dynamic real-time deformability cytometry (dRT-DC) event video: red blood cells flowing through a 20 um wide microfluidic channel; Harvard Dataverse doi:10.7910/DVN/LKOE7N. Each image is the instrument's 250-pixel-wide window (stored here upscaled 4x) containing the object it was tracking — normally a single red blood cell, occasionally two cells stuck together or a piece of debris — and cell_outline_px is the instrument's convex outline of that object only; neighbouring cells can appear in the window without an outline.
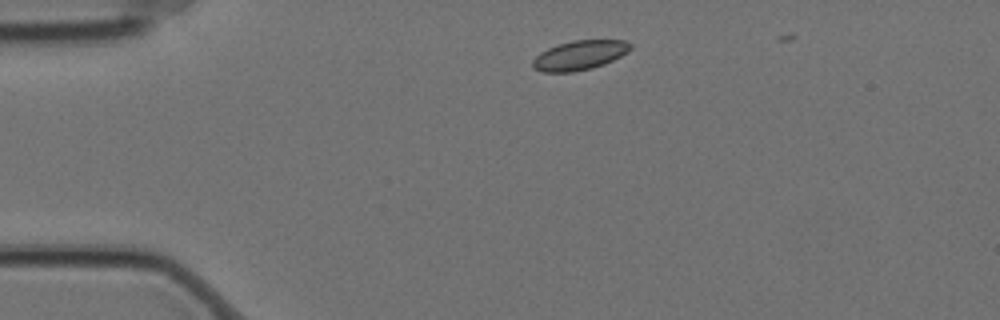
{"species": "Egyptian fruit bat (a non-hibernating species)", "species_latin": "Rousettus aegyptiacus", "temperature_condition": "cold", "stored_images_in_passage": 4, "camera_frame_rate_fps": 3000, "um_per_image_px": 0.085, "animal": {"sex": "female"}, "frame": {"image": 1, "passage_image": 1, "time_ms": 0.0, "image_size_px": [1000, 320], "cell_outline_px": [[632, 48], [628, 52], [604, 64], [592, 68], [572, 72], [540, 72], [532, 68], [532, 60], [540, 52], [548, 48], [572, 40], [624, 40], [632, 44]], "centroid_in_image_um": [49.25, 4.7], "position_along_channel_um": 35.8, "area_um2": 16.82}}